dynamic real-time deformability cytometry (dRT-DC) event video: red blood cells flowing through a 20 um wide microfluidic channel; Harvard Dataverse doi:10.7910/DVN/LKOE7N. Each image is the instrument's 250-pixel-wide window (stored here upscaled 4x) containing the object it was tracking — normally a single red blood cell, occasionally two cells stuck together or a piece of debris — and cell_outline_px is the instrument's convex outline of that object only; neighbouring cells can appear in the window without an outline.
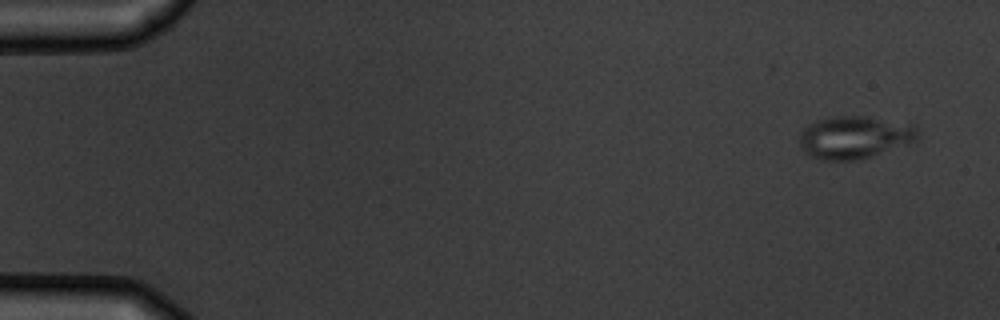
{"species": "common noctule bat (a hibernating species)", "species_latin": "Nyctalus noctula", "temperature_condition": "warm", "stored_images_in_passage": 5, "camera_frame_rate_fps": 3000, "um_per_image_px": 0.085, "animal": {"sex": "male", "body_mass_g": 19.5, "forearm_length_mm": 54.6}, "frame": {"image": 1, "passage_image": 1, "time_ms": 0.0, "image_size_px": [1000, 320], "cell_outline_px": [[916, 140], [860, 160], [820, 160], [808, 156], [800, 144], [800, 132], [808, 124], [816, 120], [832, 116], [868, 116], [912, 124], [916, 128]], "centroid_in_image_um": [72.57, 11.66], "position_along_channel_um": 12.4, "area_um2": 29.25}}